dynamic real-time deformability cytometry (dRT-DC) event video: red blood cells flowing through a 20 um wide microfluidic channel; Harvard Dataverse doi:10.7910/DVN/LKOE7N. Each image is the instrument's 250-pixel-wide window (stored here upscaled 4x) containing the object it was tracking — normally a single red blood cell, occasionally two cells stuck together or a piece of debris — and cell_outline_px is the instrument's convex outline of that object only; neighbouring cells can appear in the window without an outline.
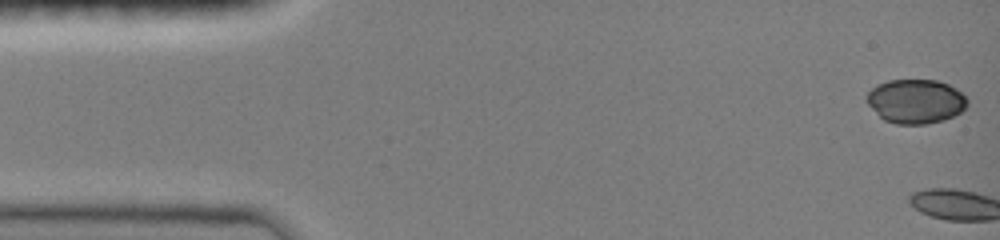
{"species": "common noctule bat (a hibernating species)", "species_latin": "Nyctalus noctula", "temperature_condition": "room temperature", "stored_images_in_passage": 14, "camera_frame_rate_fps": 3000, "um_per_image_px": 0.085, "animal": {"sex": "female", "body_mass_g": 19.0, "forearm_length_mm": 51.5}, "frame": {"image": 1, "passage_image": 1, "time_ms": 0.0, "image_size_px": [1000, 240], "cell_outline_px": [[968, 104], [960, 112], [944, 120], [928, 124], [896, 124], [884, 120], [868, 104], [864, 96], [876, 84], [888, 80], [936, 80], [948, 84], [960, 92], [968, 100]], "centroid_in_image_um": [77.81, 8.61], "position_along_channel_um": 7.2, "area_um2": 25.89}}
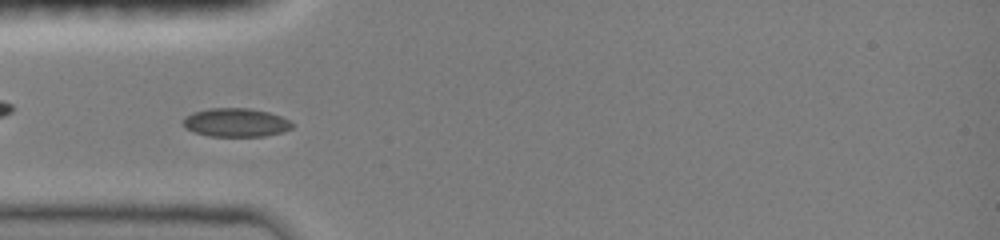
{"frame": {"image": 2, "passage_image": 8, "time_ms": 5.0, "image_size_px": [1000, 240], "cell_outline_px": [[292, 128], [280, 132], [264, 136], [208, 136], [184, 128], [180, 120], [184, 116], [192, 112], [208, 108], [248, 108], [268, 112], [280, 116], [288, 120], [292, 124]], "centroid_in_image_um": [19.96, 10.4], "position_along_channel_um": 65.0, "area_um2": 18.21}}
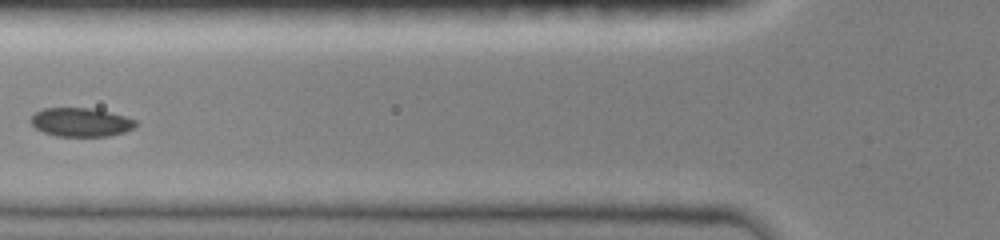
{"frame": {"image": 3, "passage_image": 10, "time_ms": 6.333, "image_size_px": [1000, 240], "cell_outline_px": [[136, 124], [132, 128], [124, 132], [108, 136], [56, 136], [44, 132], [36, 128], [28, 120], [36, 112], [44, 108], [88, 108], [108, 112], [124, 116], [136, 120]], "centroid_in_image_um": [6.84, 10.39], "position_along_channel_um": 119.0, "area_um2": 17.34}}